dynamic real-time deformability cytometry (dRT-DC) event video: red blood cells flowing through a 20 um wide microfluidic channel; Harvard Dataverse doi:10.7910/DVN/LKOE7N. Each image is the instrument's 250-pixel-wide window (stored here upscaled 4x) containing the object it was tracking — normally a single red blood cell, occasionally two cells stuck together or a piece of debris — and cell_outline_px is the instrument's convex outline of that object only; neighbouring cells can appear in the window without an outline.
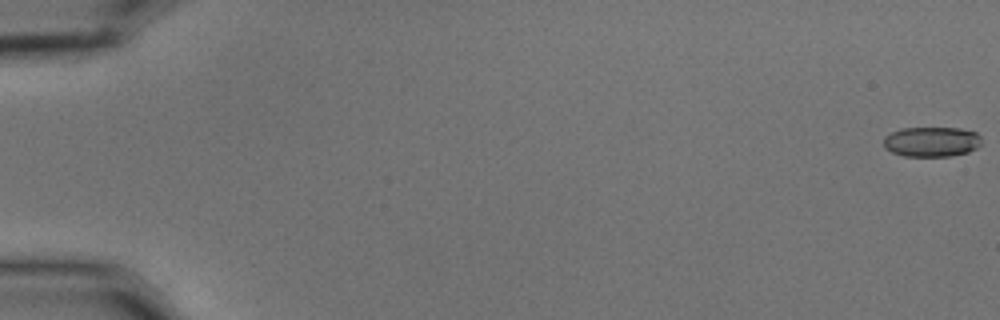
{"species": "common noctule bat (a hibernating species)", "species_latin": "Nyctalus noctula", "temperature_condition": "cold", "stored_images_in_passage": 58, "camera_frame_rate_fps": 3000, "um_per_image_px": 0.085, "animal": {"sex": "male", "body_mass_g": 15.6}, "frame": {"image": 1, "passage_image": 1, "time_ms": 0.0, "image_size_px": [1000, 320], "cell_outline_px": [[980, 144], [976, 148], [968, 152], [948, 156], [904, 156], [892, 152], [884, 148], [884, 136], [900, 128], [960, 128], [976, 132], [980, 136]], "centroid_in_image_um": [79.16, 12.04], "position_along_channel_um": 5.8, "area_um2": 17.11}}
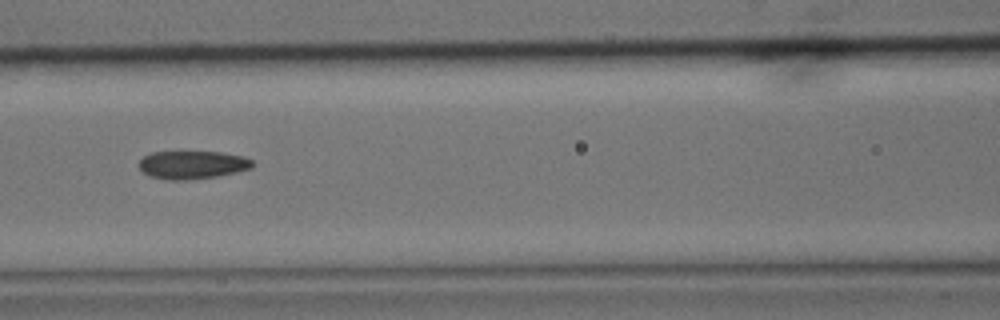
{"frame": {"image": 2, "passage_image": 27, "time_ms": 8.667, "image_size_px": [1000, 320], "cell_outline_px": [[256, 164], [252, 168], [236, 172], [216, 176], [184, 180], [168, 180], [152, 176], [144, 172], [140, 168], [140, 160], [144, 156], [152, 152], [180, 148], [220, 152], [244, 156], [252, 160]], "centroid_in_image_um": [16.36, 13.94], "position_along_channel_um": 150.2, "area_um2": 19.42}}
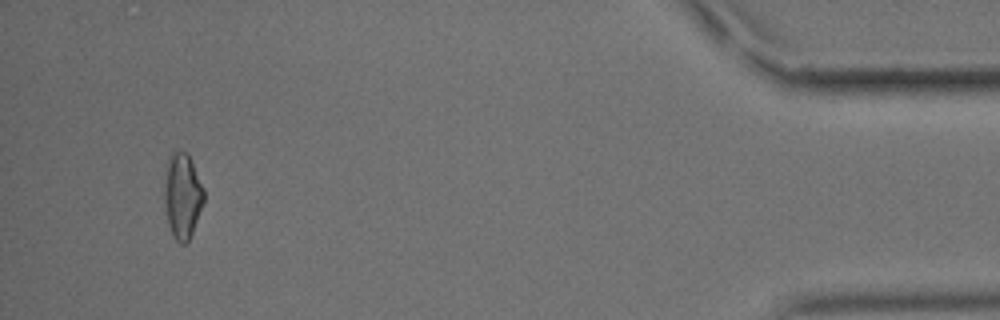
{"frame": {"image": 3, "passage_image": 55, "time_ms": 18.0, "image_size_px": [1000, 320], "cell_outline_px": [[204, 200], [192, 232], [188, 240], [184, 244], [180, 244], [172, 236], [168, 224], [164, 204], [164, 188], [168, 156], [172, 148], [180, 148], [188, 152], [204, 188]], "centroid_in_image_um": [15.49, 16.56], "position_along_channel_um": 419.7, "area_um2": 20.06}, "authors_computed_cell_mechanics": {"area_um2": 18.7561, "velocity_mm_per_s": 3.6048, "shape_relaxation_time_tau1_ms": null, "shape_relaxation_time_tau2_ms": 3.458, "deformation_change_tau1": null, "deformation_change_tau2": 0.1119}}